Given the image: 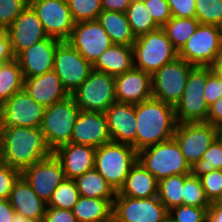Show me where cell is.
I'll return each instance as SVG.
<instances>
[{"label":"cell","mask_w":222,"mask_h":222,"mask_svg":"<svg viewBox=\"0 0 222 222\" xmlns=\"http://www.w3.org/2000/svg\"><path fill=\"white\" fill-rule=\"evenodd\" d=\"M3 161L20 171L53 154L40 127L0 126Z\"/></svg>","instance_id":"cell-1"},{"label":"cell","mask_w":222,"mask_h":222,"mask_svg":"<svg viewBox=\"0 0 222 222\" xmlns=\"http://www.w3.org/2000/svg\"><path fill=\"white\" fill-rule=\"evenodd\" d=\"M136 151L173 138L175 107L155 98L135 104Z\"/></svg>","instance_id":"cell-2"},{"label":"cell","mask_w":222,"mask_h":222,"mask_svg":"<svg viewBox=\"0 0 222 222\" xmlns=\"http://www.w3.org/2000/svg\"><path fill=\"white\" fill-rule=\"evenodd\" d=\"M132 48L134 67L151 75L178 57L162 28L138 36Z\"/></svg>","instance_id":"cell-3"},{"label":"cell","mask_w":222,"mask_h":222,"mask_svg":"<svg viewBox=\"0 0 222 222\" xmlns=\"http://www.w3.org/2000/svg\"><path fill=\"white\" fill-rule=\"evenodd\" d=\"M138 160V152L129 144L108 142L95 150V169L117 192Z\"/></svg>","instance_id":"cell-4"},{"label":"cell","mask_w":222,"mask_h":222,"mask_svg":"<svg viewBox=\"0 0 222 222\" xmlns=\"http://www.w3.org/2000/svg\"><path fill=\"white\" fill-rule=\"evenodd\" d=\"M138 161L158 182L171 175L191 173V167L174 138L140 150Z\"/></svg>","instance_id":"cell-5"},{"label":"cell","mask_w":222,"mask_h":222,"mask_svg":"<svg viewBox=\"0 0 222 222\" xmlns=\"http://www.w3.org/2000/svg\"><path fill=\"white\" fill-rule=\"evenodd\" d=\"M79 112L80 109L71 96L46 107L40 129L52 152L60 146L70 143Z\"/></svg>","instance_id":"cell-6"},{"label":"cell","mask_w":222,"mask_h":222,"mask_svg":"<svg viewBox=\"0 0 222 222\" xmlns=\"http://www.w3.org/2000/svg\"><path fill=\"white\" fill-rule=\"evenodd\" d=\"M70 96L80 110L104 113L117 101L115 76L93 69L89 77Z\"/></svg>","instance_id":"cell-7"},{"label":"cell","mask_w":222,"mask_h":222,"mask_svg":"<svg viewBox=\"0 0 222 222\" xmlns=\"http://www.w3.org/2000/svg\"><path fill=\"white\" fill-rule=\"evenodd\" d=\"M194 68L177 57L152 75V98L175 107L181 100L190 71Z\"/></svg>","instance_id":"cell-8"},{"label":"cell","mask_w":222,"mask_h":222,"mask_svg":"<svg viewBox=\"0 0 222 222\" xmlns=\"http://www.w3.org/2000/svg\"><path fill=\"white\" fill-rule=\"evenodd\" d=\"M222 47V27L199 24L196 31L178 51V57L194 67H210Z\"/></svg>","instance_id":"cell-9"},{"label":"cell","mask_w":222,"mask_h":222,"mask_svg":"<svg viewBox=\"0 0 222 222\" xmlns=\"http://www.w3.org/2000/svg\"><path fill=\"white\" fill-rule=\"evenodd\" d=\"M206 67H194L187 80L180 102L175 106L177 123L206 122L209 107L203 97Z\"/></svg>","instance_id":"cell-10"},{"label":"cell","mask_w":222,"mask_h":222,"mask_svg":"<svg viewBox=\"0 0 222 222\" xmlns=\"http://www.w3.org/2000/svg\"><path fill=\"white\" fill-rule=\"evenodd\" d=\"M53 70L71 95L89 77L93 65L67 41H61L55 49Z\"/></svg>","instance_id":"cell-11"},{"label":"cell","mask_w":222,"mask_h":222,"mask_svg":"<svg viewBox=\"0 0 222 222\" xmlns=\"http://www.w3.org/2000/svg\"><path fill=\"white\" fill-rule=\"evenodd\" d=\"M222 131L207 123H177L173 138L187 163L193 166Z\"/></svg>","instance_id":"cell-12"},{"label":"cell","mask_w":222,"mask_h":222,"mask_svg":"<svg viewBox=\"0 0 222 222\" xmlns=\"http://www.w3.org/2000/svg\"><path fill=\"white\" fill-rule=\"evenodd\" d=\"M113 216L116 222H163L168 210L158 196L141 199L116 195Z\"/></svg>","instance_id":"cell-13"},{"label":"cell","mask_w":222,"mask_h":222,"mask_svg":"<svg viewBox=\"0 0 222 222\" xmlns=\"http://www.w3.org/2000/svg\"><path fill=\"white\" fill-rule=\"evenodd\" d=\"M45 110V106L36 102L25 89H22L2 104L0 126L38 128Z\"/></svg>","instance_id":"cell-14"},{"label":"cell","mask_w":222,"mask_h":222,"mask_svg":"<svg viewBox=\"0 0 222 222\" xmlns=\"http://www.w3.org/2000/svg\"><path fill=\"white\" fill-rule=\"evenodd\" d=\"M37 13L47 35L60 41H67L75 22L67 0H29Z\"/></svg>","instance_id":"cell-15"},{"label":"cell","mask_w":222,"mask_h":222,"mask_svg":"<svg viewBox=\"0 0 222 222\" xmlns=\"http://www.w3.org/2000/svg\"><path fill=\"white\" fill-rule=\"evenodd\" d=\"M67 42L92 65L113 44L97 20L75 23Z\"/></svg>","instance_id":"cell-16"},{"label":"cell","mask_w":222,"mask_h":222,"mask_svg":"<svg viewBox=\"0 0 222 222\" xmlns=\"http://www.w3.org/2000/svg\"><path fill=\"white\" fill-rule=\"evenodd\" d=\"M21 176L45 203L49 202L52 193L66 178L62 165L54 154L23 169Z\"/></svg>","instance_id":"cell-17"},{"label":"cell","mask_w":222,"mask_h":222,"mask_svg":"<svg viewBox=\"0 0 222 222\" xmlns=\"http://www.w3.org/2000/svg\"><path fill=\"white\" fill-rule=\"evenodd\" d=\"M7 29L15 57L26 48L49 37L29 3Z\"/></svg>","instance_id":"cell-18"},{"label":"cell","mask_w":222,"mask_h":222,"mask_svg":"<svg viewBox=\"0 0 222 222\" xmlns=\"http://www.w3.org/2000/svg\"><path fill=\"white\" fill-rule=\"evenodd\" d=\"M111 141L105 113L80 110L72 130L70 143L98 148Z\"/></svg>","instance_id":"cell-19"},{"label":"cell","mask_w":222,"mask_h":222,"mask_svg":"<svg viewBox=\"0 0 222 222\" xmlns=\"http://www.w3.org/2000/svg\"><path fill=\"white\" fill-rule=\"evenodd\" d=\"M60 42L58 39L48 37L21 51L15 57L21 67L24 79L53 70L55 49Z\"/></svg>","instance_id":"cell-20"},{"label":"cell","mask_w":222,"mask_h":222,"mask_svg":"<svg viewBox=\"0 0 222 222\" xmlns=\"http://www.w3.org/2000/svg\"><path fill=\"white\" fill-rule=\"evenodd\" d=\"M104 113L111 140L129 144L136 150L135 104L115 101Z\"/></svg>","instance_id":"cell-21"},{"label":"cell","mask_w":222,"mask_h":222,"mask_svg":"<svg viewBox=\"0 0 222 222\" xmlns=\"http://www.w3.org/2000/svg\"><path fill=\"white\" fill-rule=\"evenodd\" d=\"M115 96L118 102L131 104L152 98V75L133 67L115 76Z\"/></svg>","instance_id":"cell-22"},{"label":"cell","mask_w":222,"mask_h":222,"mask_svg":"<svg viewBox=\"0 0 222 222\" xmlns=\"http://www.w3.org/2000/svg\"><path fill=\"white\" fill-rule=\"evenodd\" d=\"M96 148L89 145L68 143L53 154L60 161L67 179H75L95 167Z\"/></svg>","instance_id":"cell-23"},{"label":"cell","mask_w":222,"mask_h":222,"mask_svg":"<svg viewBox=\"0 0 222 222\" xmlns=\"http://www.w3.org/2000/svg\"><path fill=\"white\" fill-rule=\"evenodd\" d=\"M8 200L15 212L33 222L44 221L47 203L39 198L22 176L14 183Z\"/></svg>","instance_id":"cell-24"},{"label":"cell","mask_w":222,"mask_h":222,"mask_svg":"<svg viewBox=\"0 0 222 222\" xmlns=\"http://www.w3.org/2000/svg\"><path fill=\"white\" fill-rule=\"evenodd\" d=\"M24 89L36 102L45 107L70 96L54 70L36 77L25 78Z\"/></svg>","instance_id":"cell-25"},{"label":"cell","mask_w":222,"mask_h":222,"mask_svg":"<svg viewBox=\"0 0 222 222\" xmlns=\"http://www.w3.org/2000/svg\"><path fill=\"white\" fill-rule=\"evenodd\" d=\"M116 195L141 199L155 197L158 196V181L137 160Z\"/></svg>","instance_id":"cell-26"},{"label":"cell","mask_w":222,"mask_h":222,"mask_svg":"<svg viewBox=\"0 0 222 222\" xmlns=\"http://www.w3.org/2000/svg\"><path fill=\"white\" fill-rule=\"evenodd\" d=\"M134 67L132 46L112 44L93 64V69L112 76L123 74Z\"/></svg>","instance_id":"cell-27"},{"label":"cell","mask_w":222,"mask_h":222,"mask_svg":"<svg viewBox=\"0 0 222 222\" xmlns=\"http://www.w3.org/2000/svg\"><path fill=\"white\" fill-rule=\"evenodd\" d=\"M97 21L106 31L113 44L132 46L136 41L126 13L103 10L98 15Z\"/></svg>","instance_id":"cell-28"},{"label":"cell","mask_w":222,"mask_h":222,"mask_svg":"<svg viewBox=\"0 0 222 222\" xmlns=\"http://www.w3.org/2000/svg\"><path fill=\"white\" fill-rule=\"evenodd\" d=\"M114 199L80 196L72 212L78 222H102L113 216Z\"/></svg>","instance_id":"cell-29"},{"label":"cell","mask_w":222,"mask_h":222,"mask_svg":"<svg viewBox=\"0 0 222 222\" xmlns=\"http://www.w3.org/2000/svg\"><path fill=\"white\" fill-rule=\"evenodd\" d=\"M74 181L80 196L115 199L117 192L95 168L76 177Z\"/></svg>","instance_id":"cell-30"},{"label":"cell","mask_w":222,"mask_h":222,"mask_svg":"<svg viewBox=\"0 0 222 222\" xmlns=\"http://www.w3.org/2000/svg\"><path fill=\"white\" fill-rule=\"evenodd\" d=\"M24 89V76L16 59L0 65V102Z\"/></svg>","instance_id":"cell-31"},{"label":"cell","mask_w":222,"mask_h":222,"mask_svg":"<svg viewBox=\"0 0 222 222\" xmlns=\"http://www.w3.org/2000/svg\"><path fill=\"white\" fill-rule=\"evenodd\" d=\"M189 175H171L158 182V198L168 211L173 207L183 205V185Z\"/></svg>","instance_id":"cell-32"},{"label":"cell","mask_w":222,"mask_h":222,"mask_svg":"<svg viewBox=\"0 0 222 222\" xmlns=\"http://www.w3.org/2000/svg\"><path fill=\"white\" fill-rule=\"evenodd\" d=\"M125 13L136 38L160 28L154 22L143 0H131Z\"/></svg>","instance_id":"cell-33"},{"label":"cell","mask_w":222,"mask_h":222,"mask_svg":"<svg viewBox=\"0 0 222 222\" xmlns=\"http://www.w3.org/2000/svg\"><path fill=\"white\" fill-rule=\"evenodd\" d=\"M200 22L195 18L172 17L162 29L173 47L179 51L198 28Z\"/></svg>","instance_id":"cell-34"},{"label":"cell","mask_w":222,"mask_h":222,"mask_svg":"<svg viewBox=\"0 0 222 222\" xmlns=\"http://www.w3.org/2000/svg\"><path fill=\"white\" fill-rule=\"evenodd\" d=\"M222 170V133L203 153L202 158L191 166V175L200 177L214 170Z\"/></svg>","instance_id":"cell-35"},{"label":"cell","mask_w":222,"mask_h":222,"mask_svg":"<svg viewBox=\"0 0 222 222\" xmlns=\"http://www.w3.org/2000/svg\"><path fill=\"white\" fill-rule=\"evenodd\" d=\"M79 197L75 181L65 178L52 193L47 207L72 210Z\"/></svg>","instance_id":"cell-36"},{"label":"cell","mask_w":222,"mask_h":222,"mask_svg":"<svg viewBox=\"0 0 222 222\" xmlns=\"http://www.w3.org/2000/svg\"><path fill=\"white\" fill-rule=\"evenodd\" d=\"M195 18L200 24L222 27V0H195Z\"/></svg>","instance_id":"cell-37"},{"label":"cell","mask_w":222,"mask_h":222,"mask_svg":"<svg viewBox=\"0 0 222 222\" xmlns=\"http://www.w3.org/2000/svg\"><path fill=\"white\" fill-rule=\"evenodd\" d=\"M67 3L75 23L97 20L103 11L101 0H67Z\"/></svg>","instance_id":"cell-38"},{"label":"cell","mask_w":222,"mask_h":222,"mask_svg":"<svg viewBox=\"0 0 222 222\" xmlns=\"http://www.w3.org/2000/svg\"><path fill=\"white\" fill-rule=\"evenodd\" d=\"M183 205L196 207H209L210 202L206 198L202 183L199 177H194L191 174L185 179Z\"/></svg>","instance_id":"cell-39"},{"label":"cell","mask_w":222,"mask_h":222,"mask_svg":"<svg viewBox=\"0 0 222 222\" xmlns=\"http://www.w3.org/2000/svg\"><path fill=\"white\" fill-rule=\"evenodd\" d=\"M208 208L180 205L169 210L168 216L174 222H208Z\"/></svg>","instance_id":"cell-40"},{"label":"cell","mask_w":222,"mask_h":222,"mask_svg":"<svg viewBox=\"0 0 222 222\" xmlns=\"http://www.w3.org/2000/svg\"><path fill=\"white\" fill-rule=\"evenodd\" d=\"M208 201H219L222 197V170H214L199 177Z\"/></svg>","instance_id":"cell-41"},{"label":"cell","mask_w":222,"mask_h":222,"mask_svg":"<svg viewBox=\"0 0 222 222\" xmlns=\"http://www.w3.org/2000/svg\"><path fill=\"white\" fill-rule=\"evenodd\" d=\"M28 3L29 0H0V26L8 28Z\"/></svg>","instance_id":"cell-42"},{"label":"cell","mask_w":222,"mask_h":222,"mask_svg":"<svg viewBox=\"0 0 222 222\" xmlns=\"http://www.w3.org/2000/svg\"><path fill=\"white\" fill-rule=\"evenodd\" d=\"M154 22L162 28L171 18V10L167 0H143Z\"/></svg>","instance_id":"cell-43"},{"label":"cell","mask_w":222,"mask_h":222,"mask_svg":"<svg viewBox=\"0 0 222 222\" xmlns=\"http://www.w3.org/2000/svg\"><path fill=\"white\" fill-rule=\"evenodd\" d=\"M20 176V170L5 163L0 165V199H9L14 183Z\"/></svg>","instance_id":"cell-44"},{"label":"cell","mask_w":222,"mask_h":222,"mask_svg":"<svg viewBox=\"0 0 222 222\" xmlns=\"http://www.w3.org/2000/svg\"><path fill=\"white\" fill-rule=\"evenodd\" d=\"M203 97L208 107L222 97V77L214 74L210 67H206V85Z\"/></svg>","instance_id":"cell-45"},{"label":"cell","mask_w":222,"mask_h":222,"mask_svg":"<svg viewBox=\"0 0 222 222\" xmlns=\"http://www.w3.org/2000/svg\"><path fill=\"white\" fill-rule=\"evenodd\" d=\"M172 17L192 18L195 17V0H167Z\"/></svg>","instance_id":"cell-46"},{"label":"cell","mask_w":222,"mask_h":222,"mask_svg":"<svg viewBox=\"0 0 222 222\" xmlns=\"http://www.w3.org/2000/svg\"><path fill=\"white\" fill-rule=\"evenodd\" d=\"M43 222H78L72 210L46 207Z\"/></svg>","instance_id":"cell-47"},{"label":"cell","mask_w":222,"mask_h":222,"mask_svg":"<svg viewBox=\"0 0 222 222\" xmlns=\"http://www.w3.org/2000/svg\"><path fill=\"white\" fill-rule=\"evenodd\" d=\"M15 59L13 54L8 29L0 26V64L7 63Z\"/></svg>","instance_id":"cell-48"},{"label":"cell","mask_w":222,"mask_h":222,"mask_svg":"<svg viewBox=\"0 0 222 222\" xmlns=\"http://www.w3.org/2000/svg\"><path fill=\"white\" fill-rule=\"evenodd\" d=\"M206 122L222 131V97L209 106Z\"/></svg>","instance_id":"cell-49"},{"label":"cell","mask_w":222,"mask_h":222,"mask_svg":"<svg viewBox=\"0 0 222 222\" xmlns=\"http://www.w3.org/2000/svg\"><path fill=\"white\" fill-rule=\"evenodd\" d=\"M131 0H101L102 10L125 13Z\"/></svg>","instance_id":"cell-50"},{"label":"cell","mask_w":222,"mask_h":222,"mask_svg":"<svg viewBox=\"0 0 222 222\" xmlns=\"http://www.w3.org/2000/svg\"><path fill=\"white\" fill-rule=\"evenodd\" d=\"M14 214L15 211L10 205L9 200L0 199V222H11Z\"/></svg>","instance_id":"cell-51"},{"label":"cell","mask_w":222,"mask_h":222,"mask_svg":"<svg viewBox=\"0 0 222 222\" xmlns=\"http://www.w3.org/2000/svg\"><path fill=\"white\" fill-rule=\"evenodd\" d=\"M208 222H222V203L211 202L208 208Z\"/></svg>","instance_id":"cell-52"},{"label":"cell","mask_w":222,"mask_h":222,"mask_svg":"<svg viewBox=\"0 0 222 222\" xmlns=\"http://www.w3.org/2000/svg\"><path fill=\"white\" fill-rule=\"evenodd\" d=\"M210 68L214 74L222 76V47L216 53L215 59L211 64Z\"/></svg>","instance_id":"cell-53"},{"label":"cell","mask_w":222,"mask_h":222,"mask_svg":"<svg viewBox=\"0 0 222 222\" xmlns=\"http://www.w3.org/2000/svg\"><path fill=\"white\" fill-rule=\"evenodd\" d=\"M11 222H33L29 218L24 217L22 214L15 212Z\"/></svg>","instance_id":"cell-54"},{"label":"cell","mask_w":222,"mask_h":222,"mask_svg":"<svg viewBox=\"0 0 222 222\" xmlns=\"http://www.w3.org/2000/svg\"><path fill=\"white\" fill-rule=\"evenodd\" d=\"M3 163H4V161H3L2 145L0 142V165H2Z\"/></svg>","instance_id":"cell-55"},{"label":"cell","mask_w":222,"mask_h":222,"mask_svg":"<svg viewBox=\"0 0 222 222\" xmlns=\"http://www.w3.org/2000/svg\"><path fill=\"white\" fill-rule=\"evenodd\" d=\"M102 222H116L114 216H112L111 218L105 220V221H102Z\"/></svg>","instance_id":"cell-56"},{"label":"cell","mask_w":222,"mask_h":222,"mask_svg":"<svg viewBox=\"0 0 222 222\" xmlns=\"http://www.w3.org/2000/svg\"><path fill=\"white\" fill-rule=\"evenodd\" d=\"M163 222H174L169 216Z\"/></svg>","instance_id":"cell-57"},{"label":"cell","mask_w":222,"mask_h":222,"mask_svg":"<svg viewBox=\"0 0 222 222\" xmlns=\"http://www.w3.org/2000/svg\"><path fill=\"white\" fill-rule=\"evenodd\" d=\"M2 103L0 102V121H1Z\"/></svg>","instance_id":"cell-58"}]
</instances>
